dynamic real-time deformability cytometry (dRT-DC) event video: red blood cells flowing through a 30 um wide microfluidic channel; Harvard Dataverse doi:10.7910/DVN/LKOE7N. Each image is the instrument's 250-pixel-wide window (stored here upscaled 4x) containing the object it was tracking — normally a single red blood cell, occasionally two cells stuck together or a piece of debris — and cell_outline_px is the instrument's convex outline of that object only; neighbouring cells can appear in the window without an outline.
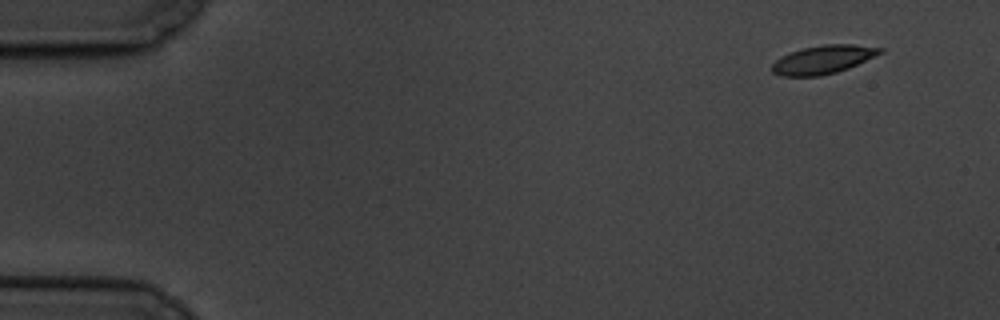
{"species": "common noctule bat (a hibernating species)", "species_latin": "Nyctalus noctula", "temperature_condition": "cold", "stored_images_in_passage": 6, "segment_of_instrument_passage": [2, 2], "camera_frame_rate_fps": 3000, "um_per_image_px": 0.085, "animal": {"sex": "male", "body_mass_g": 19.5, "forearm_length_mm": 54.6}, "frame": {"image": 1, "passage_image": 6, "time_ms": 6.0, "image_size_px": [1000, 320], "cell_outline_px": [[884, 52], [848, 68], [836, 72], [820, 76], [780, 76], [772, 72], [772, 64], [780, 56], [804, 48], [824, 44], [852, 44], [884, 48]], "centroid_in_image_um": [69.96, 5.06], "position_along_channel_um": 15.0, "area_um2": 17.8}}